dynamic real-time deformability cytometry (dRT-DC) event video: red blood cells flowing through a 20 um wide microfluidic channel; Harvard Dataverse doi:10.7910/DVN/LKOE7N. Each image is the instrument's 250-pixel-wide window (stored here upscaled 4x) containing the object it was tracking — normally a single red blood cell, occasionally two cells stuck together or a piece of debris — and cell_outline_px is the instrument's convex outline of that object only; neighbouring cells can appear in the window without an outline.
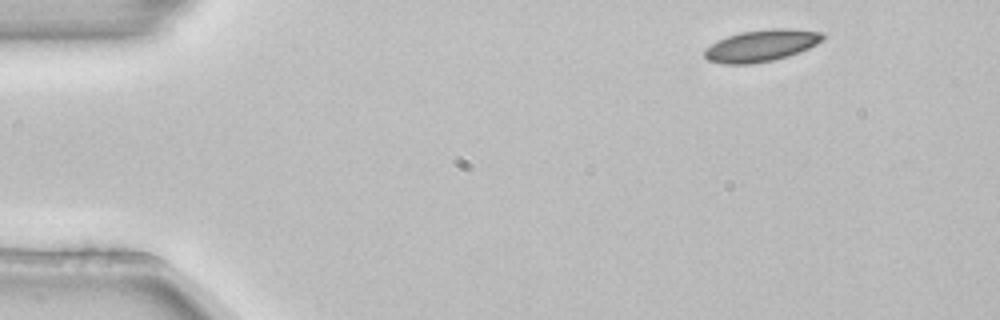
{"species": "common noctule bat (a hibernating species)", "species_latin": "Nyctalus noctula", "temperature_condition": "room temperature", "stored_images_in_passage": 4, "camera_frame_rate_fps": 3000, "um_per_image_px": 0.085, "animal": {"sex": "female", "body_mass_g": 22.7, "forearm_length_mm": 54.2}, "frame": {"image": 1, "passage_image": 1, "time_ms": 0.0, "image_size_px": [1000, 320], "cell_outline_px": [[824, 40], [800, 52], [788, 56], [772, 60], [752, 64], [724, 64], [708, 60], [704, 56], [704, 48], [716, 40], [740, 32], [772, 28], [788, 28], [824, 32]], "centroid_in_image_um": [64.7, 3.87], "position_along_channel_um": 20.3, "area_um2": 22.08}}
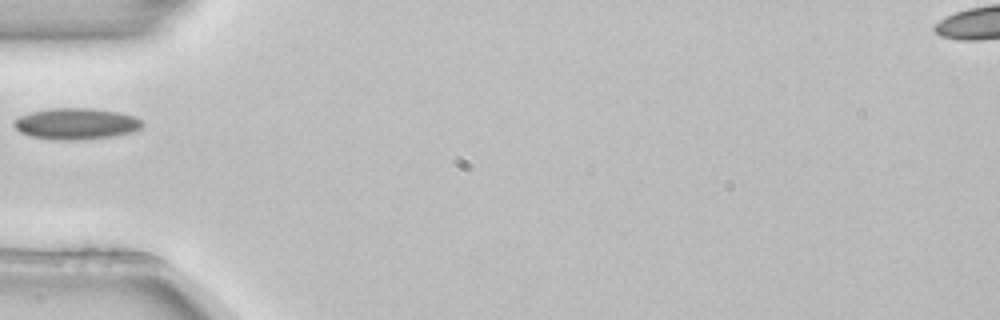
{"frame": {"image": 2, "passage_image": 4, "time_ms": 1.0, "image_size_px": [1000, 320], "cell_outline_px": [[144, 124], [140, 128], [132, 132], [112, 136], [76, 140], [56, 140], [28, 136], [20, 132], [16, 128], [16, 120], [20, 116], [32, 112], [48, 108], [92, 108], [116, 112], [132, 116], [140, 120]], "centroid_in_image_um": [6.46, 10.52], "position_along_channel_um": 78.5, "area_um2": 23.12}}